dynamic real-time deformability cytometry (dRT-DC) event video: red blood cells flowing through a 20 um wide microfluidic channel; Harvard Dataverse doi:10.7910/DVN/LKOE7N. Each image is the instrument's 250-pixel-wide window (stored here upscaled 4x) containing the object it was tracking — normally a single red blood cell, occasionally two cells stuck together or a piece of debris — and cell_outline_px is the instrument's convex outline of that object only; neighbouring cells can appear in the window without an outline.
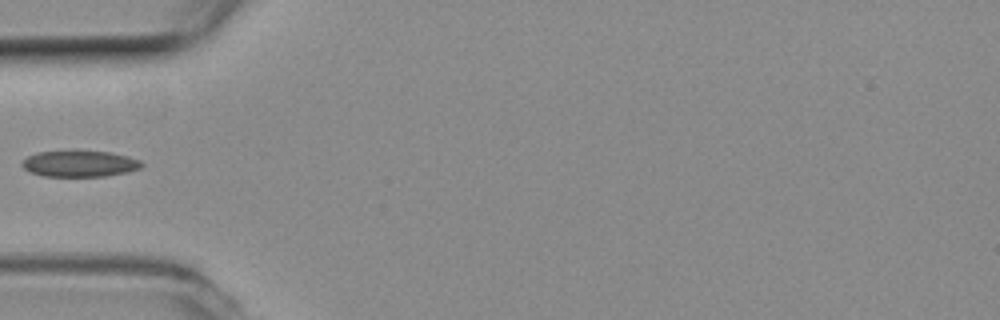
{"species": "common noctule bat (a hibernating species)", "species_latin": "Nyctalus noctula", "temperature_condition": "room temperature", "stored_images_in_passage": 4, "camera_frame_rate_fps": 3000, "um_per_image_px": 0.085, "animal": {"sex": "female", "body_mass_g": 19.3, "forearm_length_mm": 54.1}, "frame": {"image": 1, "passage_image": 4, "time_ms": 1.0, "image_size_px": [1000, 320], "cell_outline_px": [[144, 164], [140, 168], [128, 172], [104, 176], [44, 176], [32, 172], [24, 168], [20, 164], [28, 156], [36, 152], [76, 148], [108, 152], [128, 156], [140, 160]], "centroid_in_image_um": [6.76, 13.87], "position_along_channel_um": 78.2, "area_um2": 18.9}}